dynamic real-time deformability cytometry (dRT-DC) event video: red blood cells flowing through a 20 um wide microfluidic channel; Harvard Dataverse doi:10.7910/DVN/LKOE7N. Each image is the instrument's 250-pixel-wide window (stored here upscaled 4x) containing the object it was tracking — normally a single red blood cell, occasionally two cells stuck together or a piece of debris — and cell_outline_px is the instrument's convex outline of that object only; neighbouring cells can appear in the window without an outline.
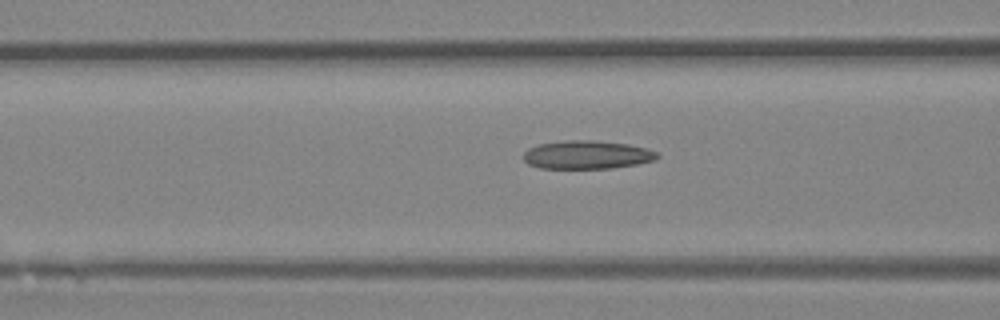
{"species": "Egyptian fruit bat (a non-hibernating species)", "species_latin": "Rousettus aegyptiacus", "temperature_condition": "room temperature", "stored_images_in_passage": 27, "camera_frame_rate_fps": 3000, "um_per_image_px": 0.085, "animal": {"sex": "female"}, "frame": {"image": 1, "passage_image": 16, "time_ms": 5.0, "image_size_px": [1000, 320], "cell_outline_px": [[660, 156], [656, 160], [636, 164], [612, 168], [540, 168], [528, 164], [524, 160], [524, 152], [528, 148], [540, 144], [564, 140], [592, 140], [628, 144], [648, 148], [656, 152]], "centroid_in_image_um": [49.91, 13.15], "position_along_channel_um": 116.7, "area_um2": 22.14}}
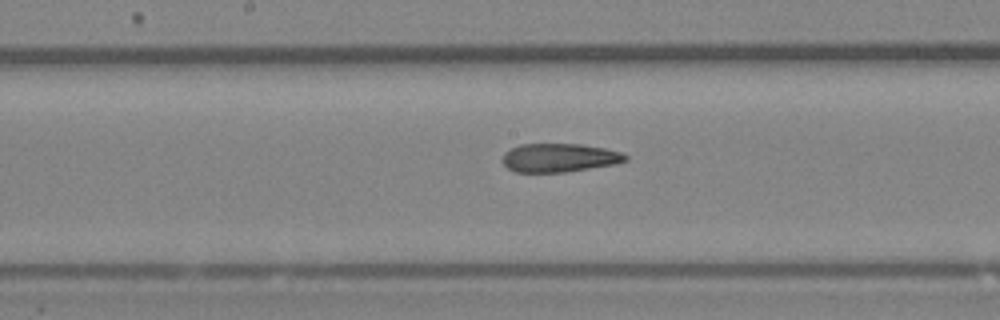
{"frame": {"image": 2, "passage_image": 22, "time_ms": 7.0, "image_size_px": [1000, 320], "cell_outline_px": [[628, 160], [616, 164], [564, 172], [516, 172], [508, 168], [504, 164], [504, 152], [520, 144], [580, 144], [604, 148], [624, 152], [628, 156]], "centroid_in_image_um": [47.59, 13.4], "position_along_channel_um": 200.6, "area_um2": 20.46}}
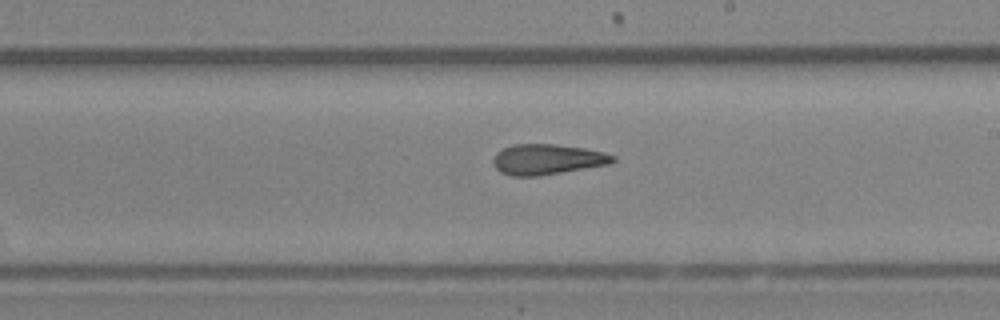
{"frame": {"image": 3, "passage_image": 25, "time_ms": 8.0, "image_size_px": [1000, 320], "cell_outline_px": [[616, 160], [608, 164], [540, 176], [512, 176], [500, 172], [492, 164], [492, 160], [496, 152], [512, 144], [556, 144], [584, 148], [604, 152], [616, 156]], "centroid_in_image_um": [46.49, 13.54], "position_along_channel_um": 242.5, "area_um2": 21.33}}